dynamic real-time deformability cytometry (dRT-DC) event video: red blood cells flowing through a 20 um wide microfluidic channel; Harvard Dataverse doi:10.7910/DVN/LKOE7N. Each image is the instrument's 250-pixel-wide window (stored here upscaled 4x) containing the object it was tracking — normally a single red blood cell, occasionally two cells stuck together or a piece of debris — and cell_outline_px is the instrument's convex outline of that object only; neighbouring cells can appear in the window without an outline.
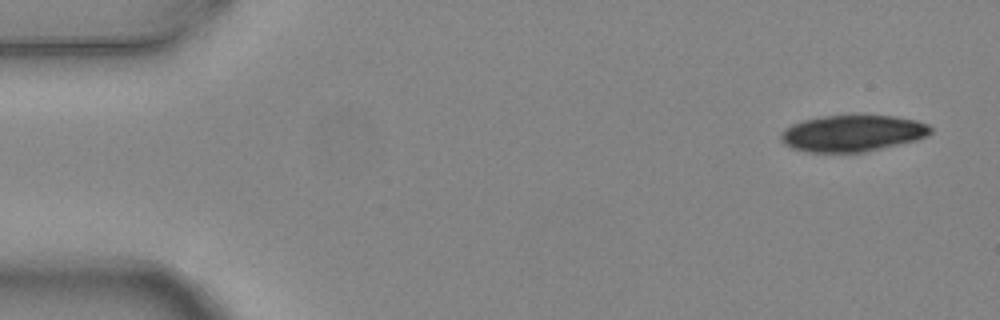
{"species": "common noctule bat (a hibernating species)", "species_latin": "Nyctalus noctula", "temperature_condition": "warm", "stored_images_in_passage": 6, "camera_frame_rate_fps": 3000, "um_per_image_px": 0.085, "animal": {"sex": "female", "body_mass_g": 24.6, "forearm_length_mm": 56.2}, "frame": {"image": 1, "passage_image": 1, "time_ms": 0.0, "image_size_px": [1000, 320], "cell_outline_px": [[932, 132], [928, 136], [916, 140], [864, 152], [808, 152], [792, 148], [784, 144], [780, 140], [780, 132], [784, 128], [792, 124], [804, 120], [824, 116], [896, 116], [916, 120], [928, 124], [932, 128]], "centroid_in_image_um": [72.45, 11.33], "position_along_channel_um": 12.5, "area_um2": 31.79}}
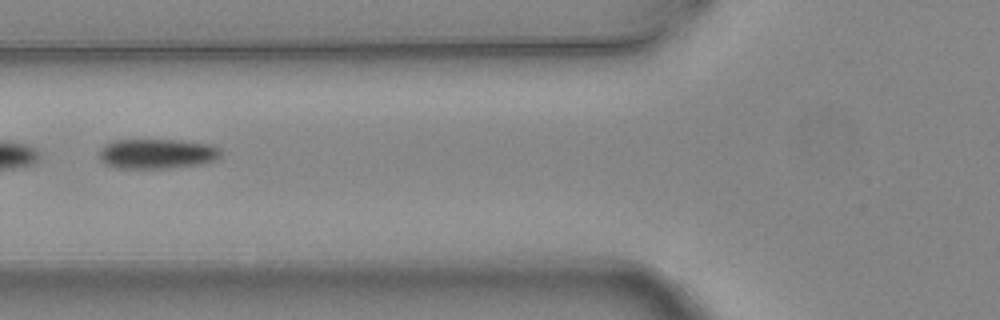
{"frame": {"image": 2, "passage_image": 6, "time_ms": 1.667, "image_size_px": [1000, 320], "cell_outline_px": [[220, 156], [216, 160], [208, 164], [168, 168], [116, 168], [100, 160], [100, 148], [104, 144], [112, 140], [180, 140], [208, 144], [220, 148]], "centroid_in_image_um": [13.37, 13.07], "position_along_channel_um": 112.4, "area_um2": 21.39}}